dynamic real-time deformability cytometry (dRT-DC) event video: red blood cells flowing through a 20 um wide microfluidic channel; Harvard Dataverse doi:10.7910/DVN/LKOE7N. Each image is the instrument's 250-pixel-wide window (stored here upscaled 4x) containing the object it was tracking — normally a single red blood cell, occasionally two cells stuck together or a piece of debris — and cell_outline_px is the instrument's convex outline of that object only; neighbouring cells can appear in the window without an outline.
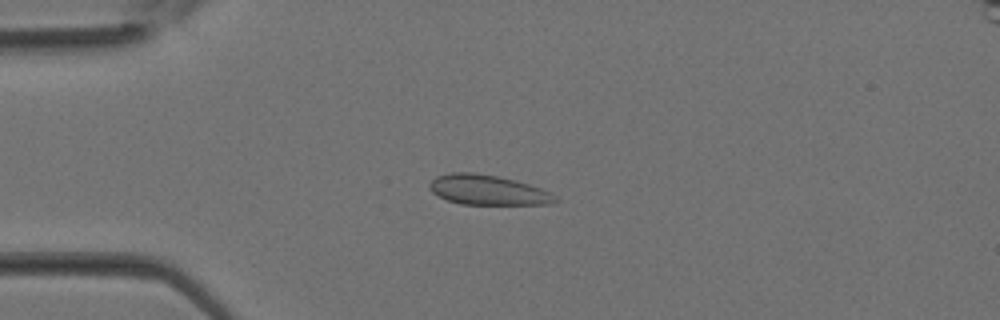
{"species": "Egyptian fruit bat (a non-hibernating species)", "species_latin": "Rousettus aegyptiacus", "temperature_condition": "room temperature", "stored_images_in_passage": 35, "camera_frame_rate_fps": 3000, "um_per_image_px": 0.085, "animal": {"sex": "female"}, "frame": {"image": 1, "passage_image": 8, "time_ms": 2.333, "image_size_px": [1000, 320], "cell_outline_px": [[560, 200], [552, 204], [460, 204], [448, 200], [432, 192], [428, 188], [428, 184], [436, 176], [452, 172], [472, 172], [496, 176], [516, 180], [540, 188], [556, 196]], "centroid_in_image_um": [41.45, 16.15], "position_along_channel_um": 43.5, "area_um2": 21.85}}
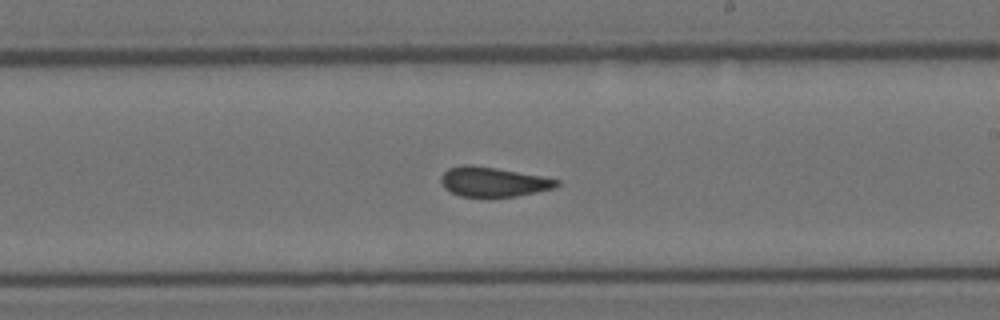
{"frame": {"image": 2, "passage_image": 20, "time_ms": 6.333, "image_size_px": [1000, 320], "cell_outline_px": [[560, 184], [552, 188], [536, 192], [516, 196], [460, 196], [444, 188], [440, 180], [440, 176], [448, 168], [464, 164], [472, 164], [496, 168], [540, 176], [560, 180]], "centroid_in_image_um": [41.88, 15.44], "position_along_channel_um": 247.1, "area_um2": 19.77}}
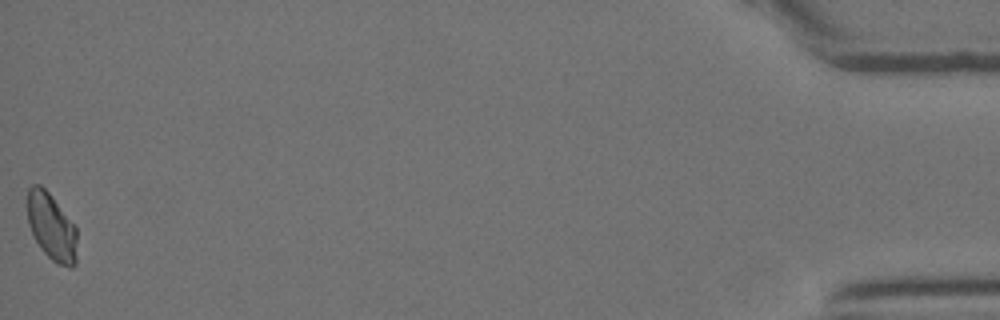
{"frame": {"image": 3, "passage_image": 35, "time_ms": 11.333, "image_size_px": [1000, 320], "cell_outline_px": [[76, 264], [72, 268], [68, 268], [56, 264], [40, 248], [28, 224], [28, 188], [32, 184], [40, 184], [52, 196], [76, 228]], "centroid_in_image_um": [4.38, 19.31], "position_along_channel_um": 430.8, "area_um2": 19.31}}